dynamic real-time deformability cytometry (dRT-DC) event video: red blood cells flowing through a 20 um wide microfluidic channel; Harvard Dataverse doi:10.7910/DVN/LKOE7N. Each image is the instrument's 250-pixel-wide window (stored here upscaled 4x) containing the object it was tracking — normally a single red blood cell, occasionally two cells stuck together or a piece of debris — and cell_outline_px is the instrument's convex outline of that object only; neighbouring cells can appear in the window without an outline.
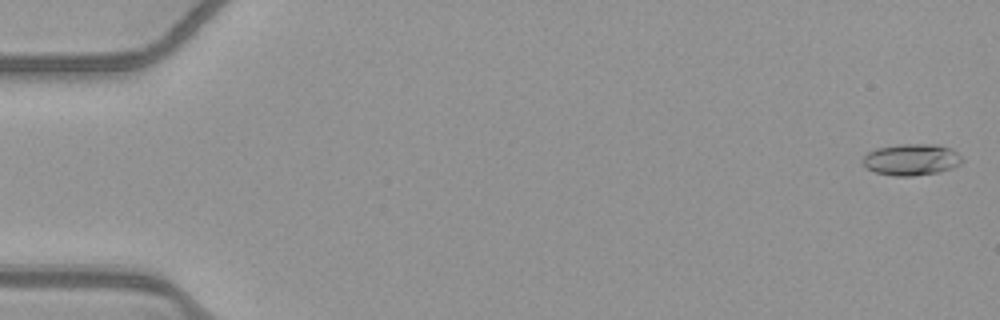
{"species": "common noctule bat (a hibernating species)", "species_latin": "Nyctalus noctula", "temperature_condition": "warm", "stored_images_in_passage": 54, "camera_frame_rate_fps": 3000, "um_per_image_px": 0.085, "animal": {"sex": "female", "body_mass_g": 21.9}, "frame": {"image": 1, "passage_image": 2, "time_ms": 0.333, "image_size_px": [1000, 320], "cell_outline_px": [[964, 160], [960, 164], [952, 168], [940, 172], [912, 176], [896, 176], [876, 172], [868, 168], [860, 160], [868, 152], [876, 148], [900, 144], [940, 144], [952, 148]], "centroid_in_image_um": [77.5, 13.55], "position_along_channel_um": 7.5, "area_um2": 18.38}}
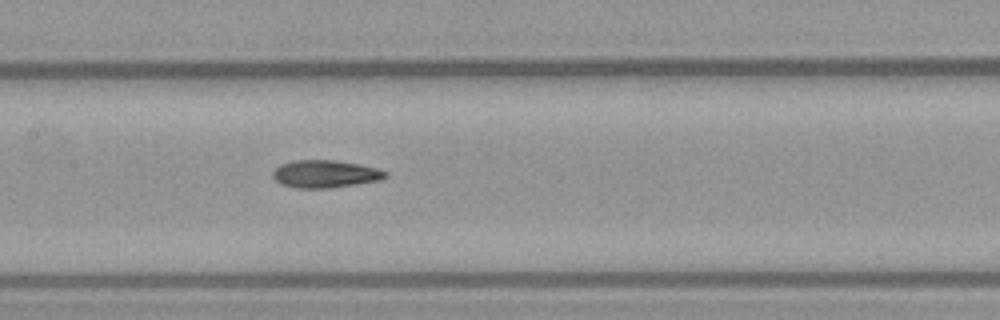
{"frame": {"image": 2, "passage_image": 27, "time_ms": 8.667, "image_size_px": [1000, 320], "cell_outline_px": [[388, 176], [380, 180], [356, 184], [328, 188], [296, 188], [280, 184], [272, 176], [272, 172], [280, 164], [292, 160], [336, 160], [376, 168], [388, 172]], "centroid_in_image_um": [27.61, 14.78], "position_along_channel_um": 179.8, "area_um2": 18.09}}
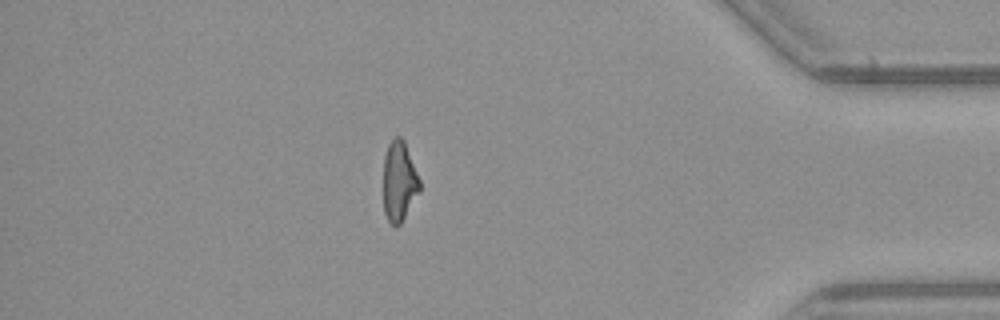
{"frame": {"image": 3, "passage_image": 47, "time_ms": 15.333, "image_size_px": [1000, 320], "cell_outline_px": [[420, 192], [400, 224], [396, 228], [388, 220], [384, 212], [384, 156], [388, 144], [396, 136], [400, 136], [404, 140], [420, 180]], "centroid_in_image_um": [33.93, 15.42], "position_along_channel_um": 401.3, "area_um2": 16.94}, "authors_computed_cell_mechanics": {"area_um2": 17.629, "velocity_mm_per_s": 3.9264, "shape_relaxation_time_tau1_ms": null, "shape_relaxation_time_tau2_ms": 3.5508, "deformation_change_tau1": null, "deformation_change_tau2": 0.1285}}